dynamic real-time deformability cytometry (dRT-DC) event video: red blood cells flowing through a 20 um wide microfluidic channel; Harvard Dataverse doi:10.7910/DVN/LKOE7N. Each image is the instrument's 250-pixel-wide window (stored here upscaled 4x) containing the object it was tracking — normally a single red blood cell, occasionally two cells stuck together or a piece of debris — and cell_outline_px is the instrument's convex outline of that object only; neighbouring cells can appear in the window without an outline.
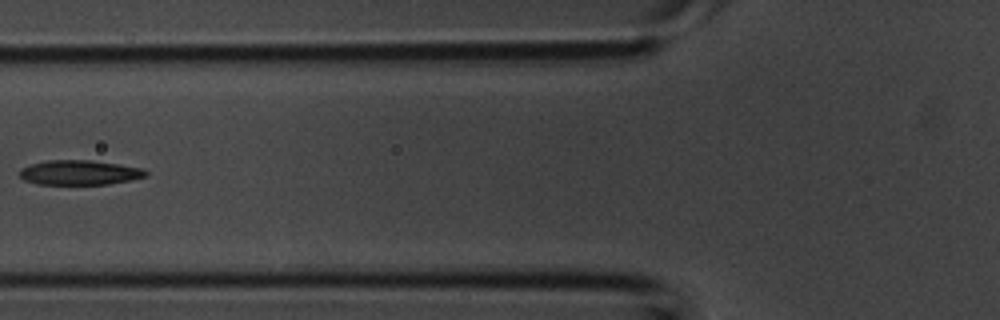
{"species": "common noctule bat (a hibernating species)", "species_latin": "Nyctalus noctula", "temperature_condition": "room temperature", "stored_images_in_passage": 4, "camera_frame_rate_fps": 3000, "um_per_image_px": 0.085, "animal": {"sex": "male", "body_mass_g": 20.1, "forearm_length_mm": 53.5}, "frame": {"image": 1, "passage_image": 4, "time_ms": 1.0, "image_size_px": [1000, 320], "cell_outline_px": [[148, 176], [108, 184], [36, 184], [24, 180], [20, 176], [20, 168], [32, 164], [48, 160], [92, 160], [144, 168], [148, 172]], "centroid_in_image_um": [6.77, 14.66], "position_along_channel_um": 119.0, "area_um2": 18.15}}